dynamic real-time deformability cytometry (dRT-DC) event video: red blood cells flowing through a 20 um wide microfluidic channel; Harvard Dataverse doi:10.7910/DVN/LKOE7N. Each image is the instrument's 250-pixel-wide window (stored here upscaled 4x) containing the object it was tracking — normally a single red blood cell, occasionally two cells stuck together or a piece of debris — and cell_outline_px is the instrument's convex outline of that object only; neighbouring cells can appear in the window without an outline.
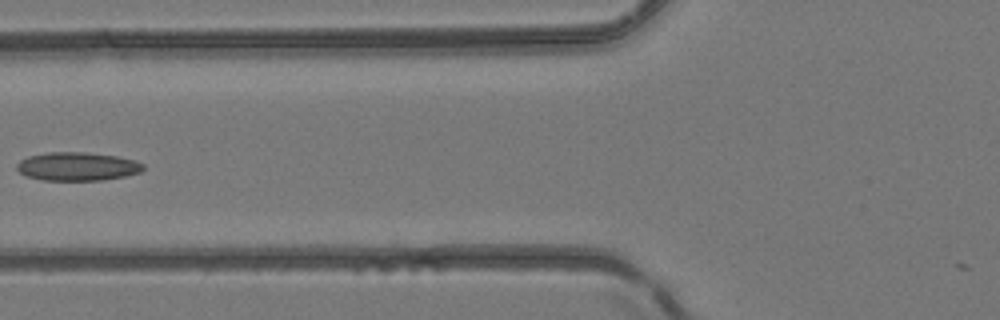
{"species": "common noctule bat (a hibernating species)", "species_latin": "Nyctalus noctula", "temperature_condition": "room temperature", "stored_images_in_passage": 6, "camera_frame_rate_fps": 3000, "um_per_image_px": 0.085, "animal": {"sex": "female", "body_mass_g": 24.6, "forearm_length_mm": 56.2}, "frame": {"image": 1, "passage_image": 6, "time_ms": 6.0, "image_size_px": [1000, 320], "cell_outline_px": [[144, 168], [140, 172], [124, 176], [100, 180], [44, 180], [24, 176], [16, 168], [16, 164], [20, 160], [28, 156], [48, 152], [84, 152], [116, 156], [136, 160], [144, 164]], "centroid_in_image_um": [6.55, 14.14], "position_along_channel_um": 119.2, "area_um2": 20.98}}